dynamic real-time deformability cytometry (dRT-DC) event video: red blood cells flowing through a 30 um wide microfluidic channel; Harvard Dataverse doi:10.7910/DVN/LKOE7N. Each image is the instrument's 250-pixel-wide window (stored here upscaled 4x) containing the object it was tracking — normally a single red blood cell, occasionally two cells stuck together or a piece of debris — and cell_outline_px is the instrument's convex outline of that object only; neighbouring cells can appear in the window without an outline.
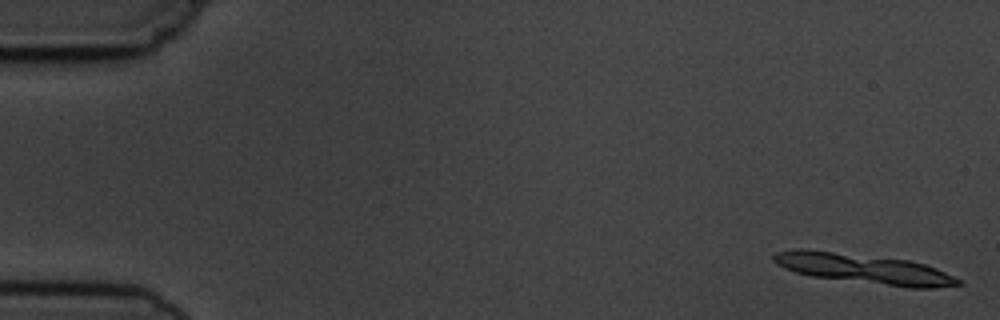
{"species": "common noctule bat (a hibernating species)", "species_latin": "Nyctalus noctula", "temperature_condition": "cold", "stored_images_in_passage": 5, "camera_frame_rate_fps": 3000, "um_per_image_px": 0.085, "animal": {"sex": "male", "body_mass_g": 19.5, "forearm_length_mm": 54.6}, "frame": {"image": 1, "passage_image": 1, "time_ms": 0.0, "image_size_px": [1000, 320], "cell_outline_px": [[964, 284], [932, 288], [908, 288], [812, 276], [796, 272], [784, 268], [776, 264], [772, 260], [772, 256], [776, 252], [796, 248], [800, 248], [908, 260], [924, 264], [936, 268], [960, 280]], "centroid_in_image_um": [73.4, 22.85], "position_along_channel_um": 11.6, "area_um2": 31.85}}